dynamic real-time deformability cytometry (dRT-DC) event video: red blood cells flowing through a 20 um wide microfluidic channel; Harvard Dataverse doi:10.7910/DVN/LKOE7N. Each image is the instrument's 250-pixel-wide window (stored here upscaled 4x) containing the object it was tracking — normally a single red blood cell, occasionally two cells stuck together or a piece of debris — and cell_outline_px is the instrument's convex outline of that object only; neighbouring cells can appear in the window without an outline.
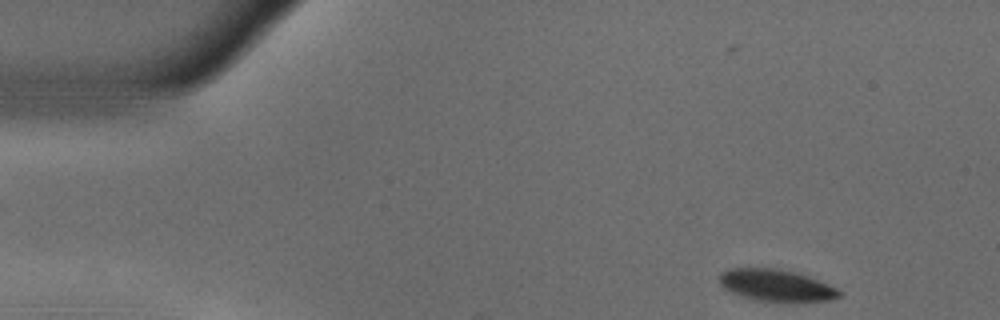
{"species": "common noctule bat (a hibernating species)", "species_latin": "Nyctalus noctula", "temperature_condition": "warm", "stored_images_in_passage": 51, "camera_frame_rate_fps": 3000, "um_per_image_px": 0.085, "animal": {"sex": "male", "body_mass_g": 18.8}, "frame": {"image": 1, "passage_image": 1, "time_ms": 0.0, "image_size_px": [1000, 320], "cell_outline_px": [[840, 296], [828, 300], [760, 300], [740, 296], [724, 288], [720, 284], [720, 272], [728, 268], [776, 268], [796, 272], [808, 276], [828, 284], [836, 288], [840, 292]], "centroid_in_image_um": [65.92, 24.21], "position_along_channel_um": 19.1, "area_um2": 21.62}}
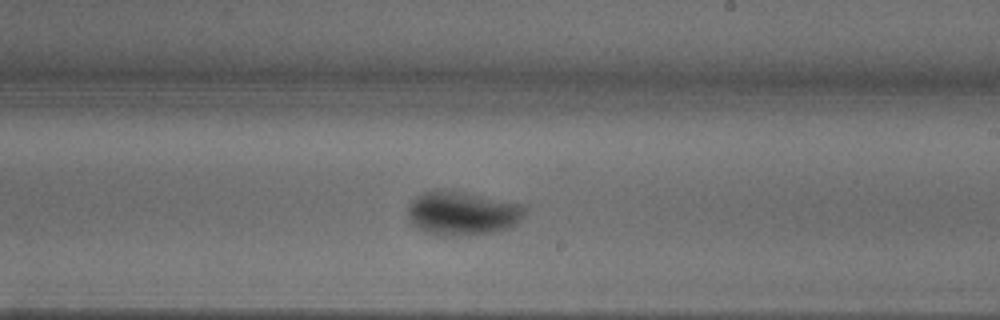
{"frame": {"image": 2, "passage_image": 27, "time_ms": 8.667, "image_size_px": [1000, 320], "cell_outline_px": [[528, 208], [520, 220], [512, 228], [492, 232], [468, 236], [432, 236], [416, 228], [412, 224], [408, 216], [408, 204], [420, 192], [460, 192], [524, 204]], "centroid_in_image_um": [39.31, 18.18], "position_along_channel_um": 249.7, "area_um2": 30.06}}
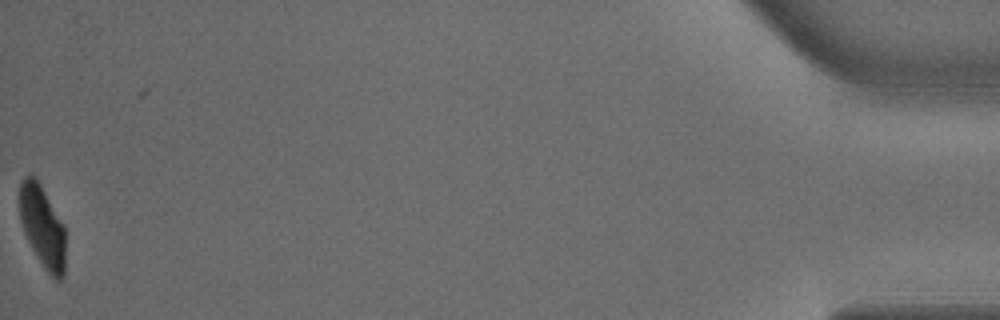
{"frame": {"image": 3, "passage_image": 50, "time_ms": 16.333, "image_size_px": [1000, 320], "cell_outline_px": [[64, 276], [60, 280], [52, 280], [44, 268], [32, 248], [24, 232], [20, 220], [20, 180], [28, 172], [32, 172], [36, 176], [64, 224]], "centroid_in_image_um": [3.6, 19.21], "position_along_channel_um": 431.6, "area_um2": 22.2}, "authors_computed_cell_mechanics": {"area_um2": 26.4146, "velocity_mm_per_s": 3.6655, "shape_relaxation_time_tau1_ms": 3.0824, "shape_relaxation_time_tau2_ms": null, "deformation_change_tau1": 0.1464, "deformation_change_tau2": null}}